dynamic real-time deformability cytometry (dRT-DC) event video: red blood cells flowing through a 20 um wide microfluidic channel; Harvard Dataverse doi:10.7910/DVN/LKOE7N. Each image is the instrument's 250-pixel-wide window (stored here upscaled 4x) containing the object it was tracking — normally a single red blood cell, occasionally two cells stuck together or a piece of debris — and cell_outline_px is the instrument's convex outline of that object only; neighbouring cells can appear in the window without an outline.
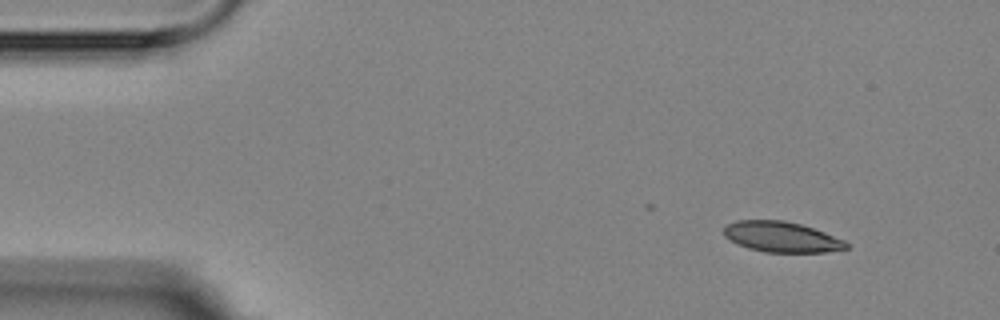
{"species": "Egyptian fruit bat (a non-hibernating species)", "species_latin": "Rousettus aegyptiacus", "temperature_condition": "room temperature", "stored_images_in_passage": 4, "camera_frame_rate_fps": 3000, "um_per_image_px": 0.085, "animal": {"sex": "female"}, "frame": {"image": 1, "passage_image": 1, "time_ms": 0.0, "image_size_px": [1000, 320], "cell_outline_px": [[848, 248], [824, 252], [764, 252], [748, 248], [736, 244], [724, 236], [724, 224], [736, 220], [784, 220], [800, 224], [824, 232], [844, 240], [848, 244]], "centroid_in_image_um": [66.38, 20.13], "position_along_channel_um": 18.6, "area_um2": 21.79}}
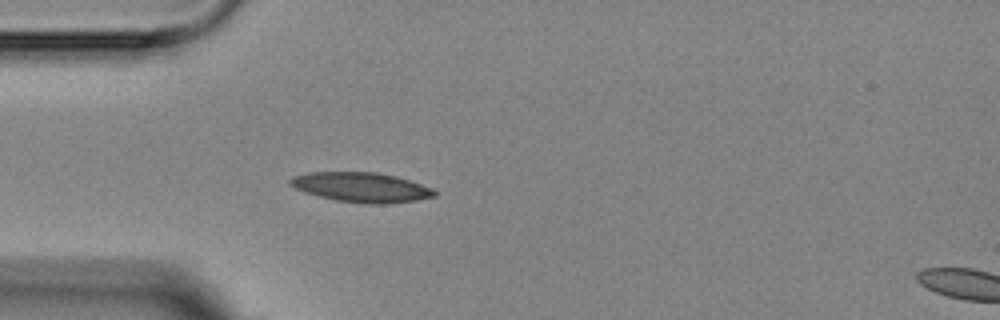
{"frame": {"image": 2, "passage_image": 4, "time_ms": 3.333, "image_size_px": [1000, 320], "cell_outline_px": [[436, 196], [416, 200], [384, 204], [368, 204], [336, 200], [304, 192], [288, 184], [288, 180], [292, 176], [308, 172], [376, 172], [396, 176], [432, 188], [436, 192]], "centroid_in_image_um": [30.68, 15.91], "position_along_channel_um": 54.3, "area_um2": 24.91}}